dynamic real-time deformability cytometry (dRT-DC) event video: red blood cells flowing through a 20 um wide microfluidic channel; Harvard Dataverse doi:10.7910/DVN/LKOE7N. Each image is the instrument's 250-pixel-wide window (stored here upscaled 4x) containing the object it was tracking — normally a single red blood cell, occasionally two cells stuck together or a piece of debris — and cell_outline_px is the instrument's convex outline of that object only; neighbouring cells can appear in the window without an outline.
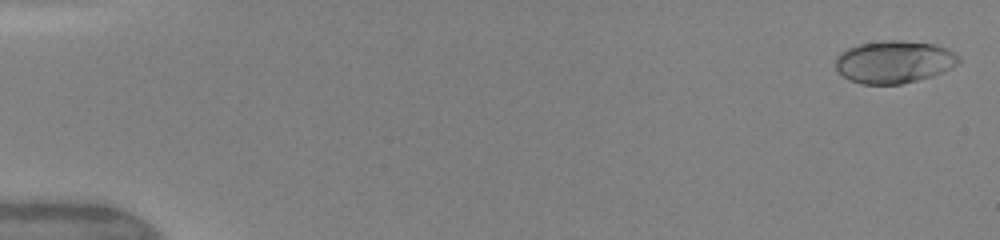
{"species": "human", "species_latin": "Homo sapiens", "temperature_condition": "warm", "stored_images_in_passage": 49, "camera_frame_rate_fps": 3000, "um_per_image_px": 0.085, "donor": {"sex": "female"}, "frame": {"image": 1, "passage_image": 2, "time_ms": 0.333, "image_size_px": [1000, 240], "cell_outline_px": [[960, 60], [956, 64], [932, 76], [900, 84], [860, 84], [848, 80], [836, 68], [836, 56], [840, 52], [848, 48], [860, 44], [884, 40], [896, 40], [932, 44], [944, 48], [960, 56]], "centroid_in_image_um": [75.94, 5.26], "position_along_channel_um": 9.1, "area_um2": 30.11}}
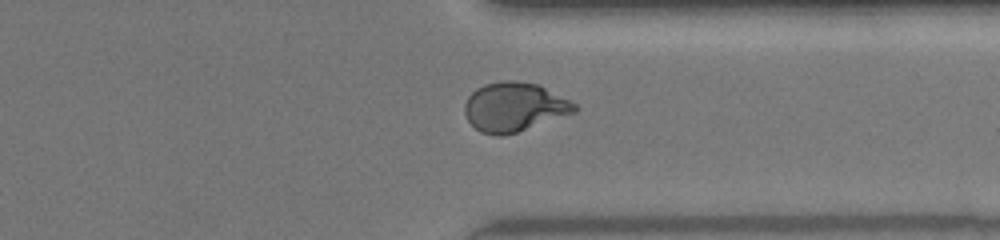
{"frame": {"image": 2, "passage_image": 39, "time_ms": 12.667, "image_size_px": [1000, 240], "cell_outline_px": [[580, 108], [576, 112], [516, 132], [500, 136], [496, 136], [480, 132], [468, 120], [464, 112], [464, 104], [468, 96], [476, 88], [484, 84], [508, 80], [512, 80], [540, 84], [576, 104]], "centroid_in_image_um": [43.71, 9.08], "position_along_channel_um": 367.7, "area_um2": 31.44}}
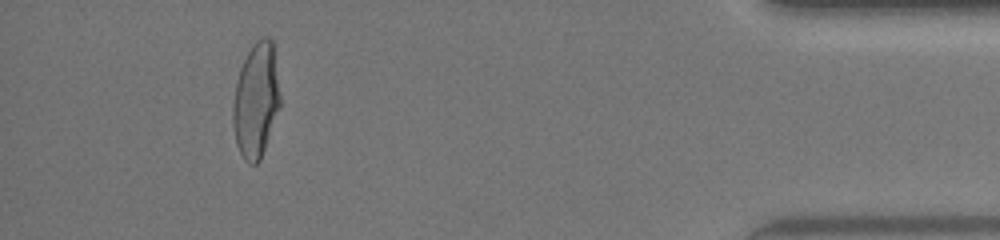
{"frame": {"image": 3, "passage_image": 46, "time_ms": 15.0, "image_size_px": [1000, 240], "cell_outline_px": [[280, 108], [260, 160], [256, 164], [252, 164], [244, 160], [236, 144], [232, 124], [232, 104], [236, 80], [240, 68], [252, 44], [256, 40], [264, 36], [268, 36], [272, 40], [280, 96]], "centroid_in_image_um": [21.74, 8.53], "position_along_channel_um": 413.5, "area_um2": 31.67}, "authors_computed_cell_mechanics": {"area_um2": 30.5762, "velocity_mm_per_s": 4.1778, "shape_relaxation_time_tau1_ms": 3.4234, "shape_relaxation_time_tau2_ms": null, "deformation_change_tau1": 0.1794, "deformation_change_tau2": null}}